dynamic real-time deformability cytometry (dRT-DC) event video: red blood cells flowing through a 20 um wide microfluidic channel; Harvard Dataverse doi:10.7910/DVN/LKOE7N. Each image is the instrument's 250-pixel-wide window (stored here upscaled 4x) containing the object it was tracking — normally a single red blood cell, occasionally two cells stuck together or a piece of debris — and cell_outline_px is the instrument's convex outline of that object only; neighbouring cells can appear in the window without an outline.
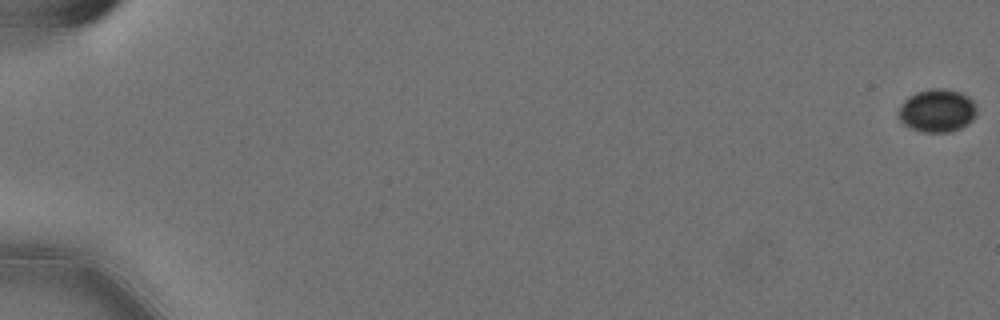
{"species": "Egyptian fruit bat (a non-hibernating species)", "species_latin": "Rousettus aegyptiacus", "temperature_condition": "cold", "stored_images_in_passage": 15, "camera_frame_rate_fps": 3000, "um_per_image_px": 0.085, "animal": {"sex": "female"}, "frame": {"image": 1, "passage_image": 1, "time_ms": 0.0, "image_size_px": [1000, 320], "cell_outline_px": [[976, 112], [972, 120], [968, 124], [960, 128], [948, 132], [920, 132], [904, 124], [900, 120], [900, 104], [908, 96], [916, 92], [932, 88], [944, 88], [960, 92], [968, 96], [972, 100], [976, 108]], "centroid_in_image_um": [79.66, 9.39], "position_along_channel_um": 5.3, "area_um2": 19.54}}